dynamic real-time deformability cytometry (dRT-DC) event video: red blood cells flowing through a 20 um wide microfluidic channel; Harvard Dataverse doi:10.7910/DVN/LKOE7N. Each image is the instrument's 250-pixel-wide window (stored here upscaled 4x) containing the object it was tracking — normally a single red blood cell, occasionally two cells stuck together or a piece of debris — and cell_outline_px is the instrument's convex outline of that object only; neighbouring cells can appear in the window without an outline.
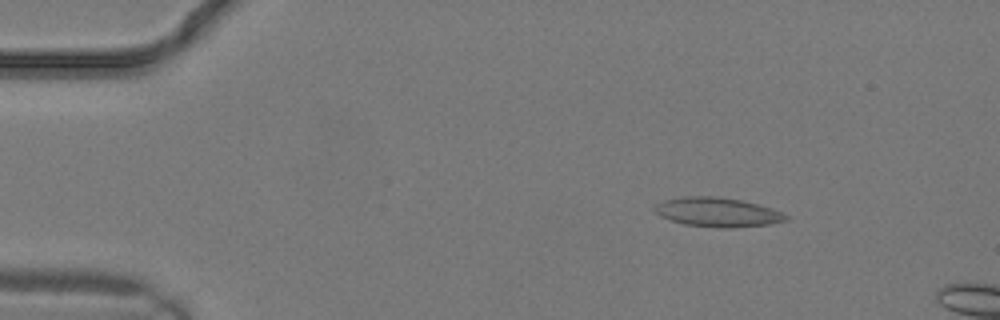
{"species": "common noctule bat (a hibernating species)", "species_latin": "Nyctalus noctula", "temperature_condition": "warm", "stored_images_in_passage": 4, "camera_frame_rate_fps": 3000, "um_per_image_px": 0.085, "animal": {"sex": "male", "body_mass_g": 19.2, "forearm_length_mm": 51.8}, "frame": {"image": 1, "passage_image": 2, "time_ms": 0.333, "image_size_px": [1000, 320], "cell_outline_px": [[788, 220], [768, 224], [732, 228], [720, 228], [684, 224], [660, 216], [652, 208], [656, 204], [664, 200], [684, 196], [712, 196], [740, 200], [772, 208], [788, 216]], "centroid_in_image_um": [60.96, 18.04], "position_along_channel_um": 24.0, "area_um2": 22.2}}